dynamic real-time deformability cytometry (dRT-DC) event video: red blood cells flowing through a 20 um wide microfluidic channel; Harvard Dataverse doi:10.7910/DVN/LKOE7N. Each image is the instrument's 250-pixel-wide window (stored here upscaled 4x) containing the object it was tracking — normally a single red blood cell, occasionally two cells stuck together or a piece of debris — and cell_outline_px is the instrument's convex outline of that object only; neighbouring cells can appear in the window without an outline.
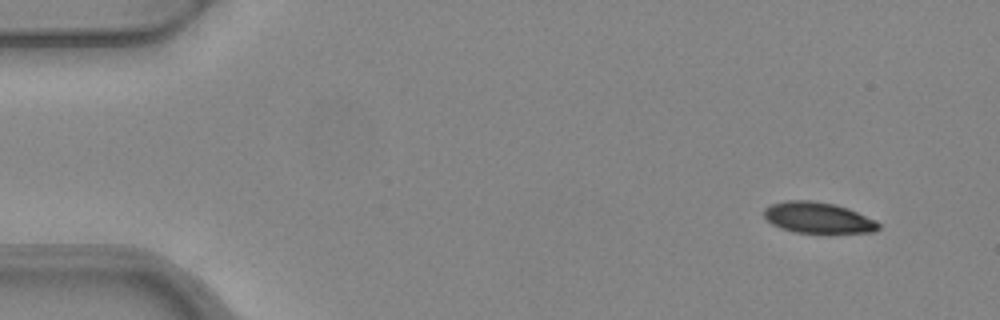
{"species": "common noctule bat (a hibernating species)", "species_latin": "Nyctalus noctula", "temperature_condition": "warm", "stored_images_in_passage": 4, "camera_frame_rate_fps": 3000, "um_per_image_px": 0.085, "animal": {"sex": "female", "body_mass_g": 24.6, "forearm_length_mm": 56.2}, "frame": {"image": 1, "passage_image": 1, "time_ms": 0.0, "image_size_px": [1000, 320], "cell_outline_px": [[880, 228], [872, 232], [796, 232], [780, 228], [772, 224], [764, 216], [764, 208], [772, 204], [784, 200], [812, 200], [836, 204], [848, 208], [876, 220], [880, 224]], "centroid_in_image_um": [69.52, 18.48], "position_along_channel_um": 15.5, "area_um2": 20.58}}
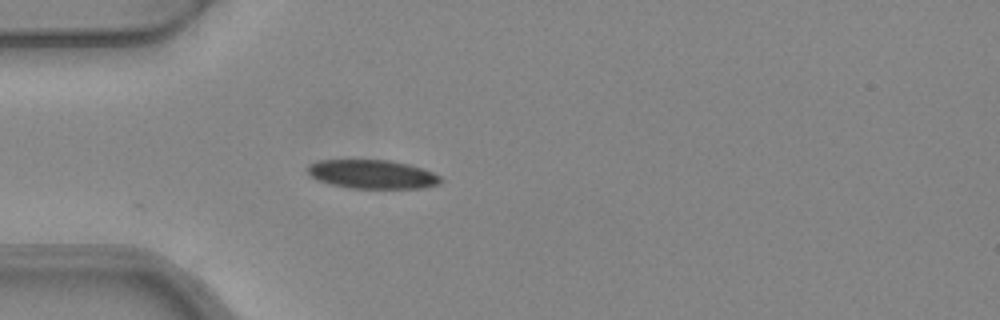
{"frame": {"image": 2, "passage_image": 4, "time_ms": 1.0, "image_size_px": [1000, 320], "cell_outline_px": [[444, 180], [440, 184], [424, 188], [348, 188], [328, 184], [316, 180], [308, 172], [308, 164], [316, 160], [388, 160], [408, 164], [432, 172], [440, 176]], "centroid_in_image_um": [31.63, 14.82], "position_along_channel_um": 53.4, "area_um2": 22.48}}